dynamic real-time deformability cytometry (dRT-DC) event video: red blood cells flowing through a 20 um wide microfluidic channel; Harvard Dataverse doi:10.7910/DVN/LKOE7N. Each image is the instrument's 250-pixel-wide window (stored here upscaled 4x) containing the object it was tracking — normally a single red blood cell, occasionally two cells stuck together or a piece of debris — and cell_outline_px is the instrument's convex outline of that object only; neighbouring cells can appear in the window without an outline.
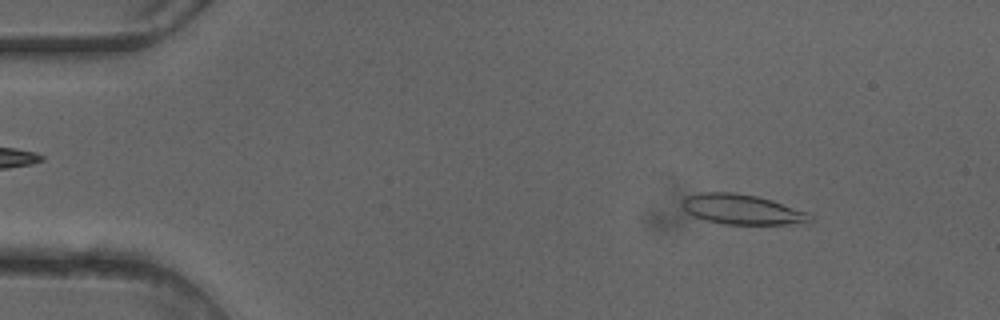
{"species": "common noctule bat (a hibernating species)", "species_latin": "Nyctalus noctula", "temperature_condition": "cold", "stored_images_in_passage": 49, "camera_frame_rate_fps": 3000, "um_per_image_px": 0.085, "animal": {"sex": "female"}, "frame": {"image": 1, "passage_image": 6, "time_ms": 1.667, "image_size_px": [1000, 320], "cell_outline_px": [[816, 220], [808, 224], [724, 224], [692, 216], [680, 204], [680, 200], [684, 196], [700, 192], [736, 192], [756, 196], [772, 200], [808, 212]], "centroid_in_image_um": [63.1, 17.8], "position_along_channel_um": 21.9, "area_um2": 22.77}}
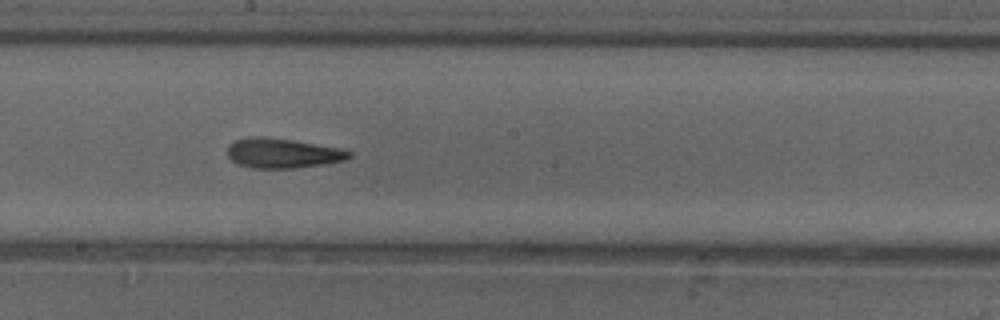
{"frame": {"image": 2, "passage_image": 27, "time_ms": 8.667, "image_size_px": [1000, 320], "cell_outline_px": [[352, 156], [344, 160], [328, 164], [296, 168], [252, 168], [236, 164], [228, 156], [228, 144], [236, 140], [292, 140], [348, 148], [352, 152]], "centroid_in_image_um": [24.18, 13.08], "position_along_channel_um": 224.0, "area_um2": 20.63}}
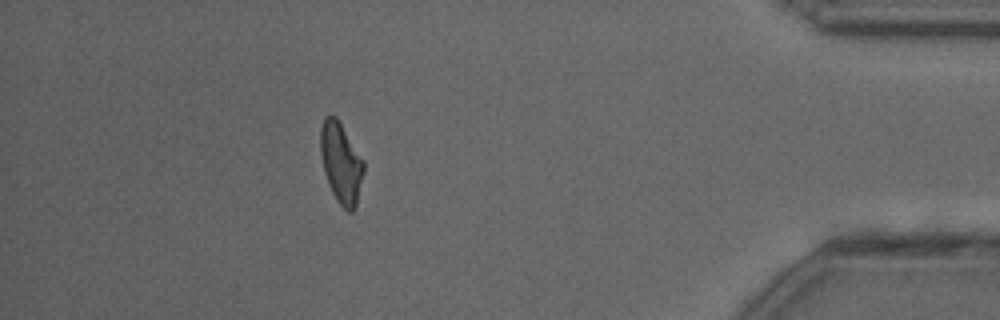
{"frame": {"image": 3, "passage_image": 44, "time_ms": 14.333, "image_size_px": [1000, 320], "cell_outline_px": [[364, 172], [356, 208], [352, 212], [348, 212], [336, 200], [328, 184], [324, 172], [320, 152], [320, 128], [324, 116], [336, 116], [364, 160]], "centroid_in_image_um": [28.99, 13.86], "position_along_channel_um": 406.2, "area_um2": 20.46}, "authors_computed_cell_mechanics": {"area_um2": 21.097, "velocity_mm_per_s": 4.1039, "shape_relaxation_time_tau1_ms": null, "shape_relaxation_time_tau2_ms": 3.8836, "deformation_change_tau1": null, "deformation_change_tau2": 0.1457}}